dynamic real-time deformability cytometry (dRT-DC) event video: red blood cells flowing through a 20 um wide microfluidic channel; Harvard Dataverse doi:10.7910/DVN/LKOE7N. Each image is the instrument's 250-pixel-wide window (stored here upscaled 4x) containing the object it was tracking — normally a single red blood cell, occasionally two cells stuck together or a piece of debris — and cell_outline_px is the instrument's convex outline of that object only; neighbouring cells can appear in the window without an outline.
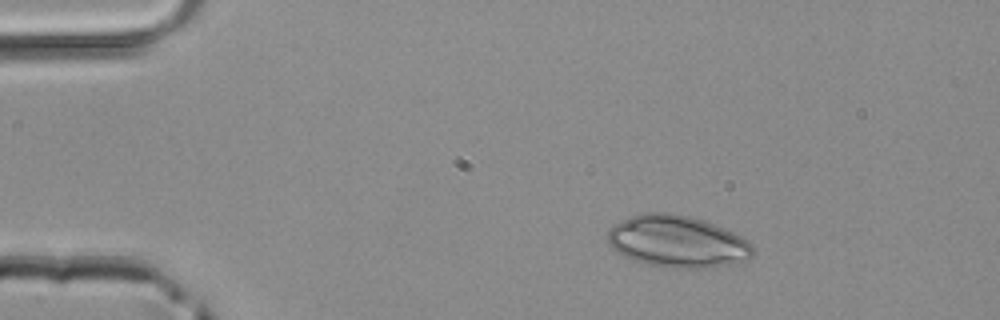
{"species": "common noctule bat (a hibernating species)", "species_latin": "Nyctalus noctula", "temperature_condition": "room temperature", "stored_images_in_passage": 3, "camera_frame_rate_fps": 3000, "um_per_image_px": 0.085, "animal": {"sex": "male", "body_mass_g": 20.4}, "frame": {"image": 1, "passage_image": 1, "time_ms": 0.0, "image_size_px": [1000, 320], "cell_outline_px": [[756, 252], [748, 260], [732, 264], [704, 268], [672, 268], [648, 264], [632, 260], [624, 256], [612, 248], [608, 244], [608, 232], [620, 220], [640, 212], [668, 212], [692, 216], [704, 220], [724, 228], [748, 240], [752, 244]], "centroid_in_image_um": [57.59, 20.52], "position_along_channel_um": 27.4, "area_um2": 44.33}}